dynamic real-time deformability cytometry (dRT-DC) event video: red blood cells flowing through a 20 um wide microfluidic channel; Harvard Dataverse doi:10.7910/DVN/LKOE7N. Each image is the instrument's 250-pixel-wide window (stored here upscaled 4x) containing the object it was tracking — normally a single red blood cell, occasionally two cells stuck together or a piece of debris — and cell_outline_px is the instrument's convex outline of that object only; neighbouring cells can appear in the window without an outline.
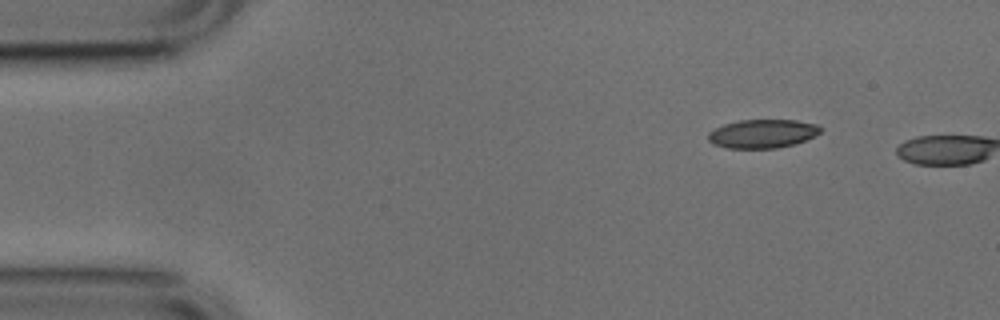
{"species": "common noctule bat (a hibernating species)", "species_latin": "Nyctalus noctula", "temperature_condition": "cold", "stored_images_in_passage": 2, "camera_frame_rate_fps": 3000, "um_per_image_px": 0.085, "animal": {"sex": "male", "body_mass_g": 17.9, "forearm_length_mm": 54.2}, "frame": {"image": 1, "passage_image": 1, "time_ms": 0.0, "image_size_px": [1000, 320], "cell_outline_px": [[824, 128], [816, 136], [796, 144], [776, 148], [728, 148], [712, 144], [708, 140], [708, 132], [724, 124], [740, 120], [796, 120], [820, 124]], "centroid_in_image_um": [64.87, 11.36], "position_along_channel_um": 20.1, "area_um2": 19.02}}